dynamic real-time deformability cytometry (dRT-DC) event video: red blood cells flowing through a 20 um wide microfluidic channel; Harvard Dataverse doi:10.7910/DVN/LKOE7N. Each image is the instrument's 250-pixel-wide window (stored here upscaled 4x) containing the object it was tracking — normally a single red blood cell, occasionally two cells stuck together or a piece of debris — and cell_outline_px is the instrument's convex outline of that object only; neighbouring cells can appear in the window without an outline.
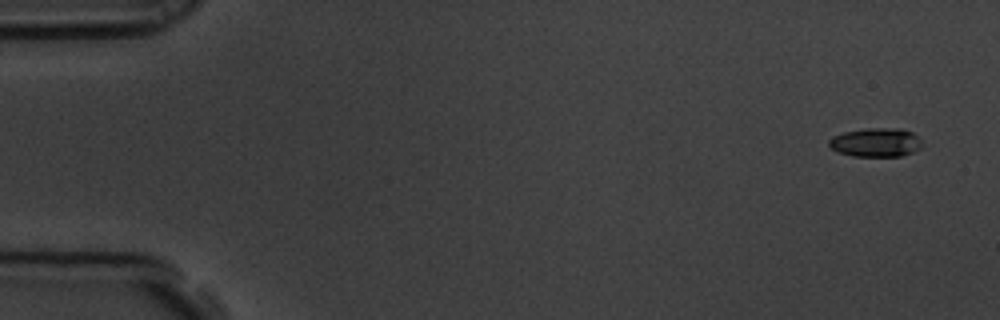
{"species": "common noctule bat (a hibernating species)", "species_latin": "Nyctalus noctula", "temperature_condition": "room temperature", "stored_images_in_passage": 5, "camera_frame_rate_fps": 3000, "um_per_image_px": 0.085, "animal": {"sex": "male", "body_mass_g": 19.5, "forearm_length_mm": 54.6}, "frame": {"image": 1, "passage_image": 1, "time_ms": 0.0, "image_size_px": [1000, 320], "cell_outline_px": [[920, 148], [912, 152], [900, 156], [852, 156], [840, 152], [832, 148], [828, 144], [828, 140], [832, 136], [844, 132], [868, 128], [900, 128], [912, 132], [920, 140]], "centroid_in_image_um": [74.42, 12.1], "position_along_channel_um": 10.6, "area_um2": 15.49}}
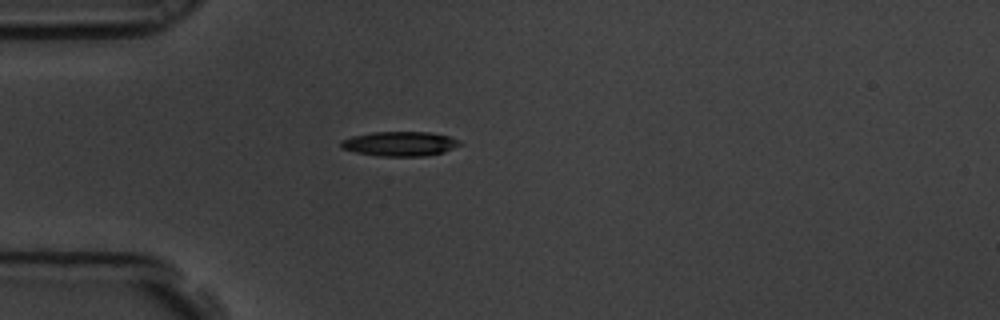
{"frame": {"image": 2, "passage_image": 5, "time_ms": 1.333, "image_size_px": [1000, 320], "cell_outline_px": [[464, 144], [444, 152], [424, 156], [380, 156], [356, 152], [340, 148], [340, 140], [352, 136], [372, 132], [428, 132], [448, 136], [460, 140]], "centroid_in_image_um": [34.0, 12.22], "position_along_channel_um": 51.0, "area_um2": 17.11}}